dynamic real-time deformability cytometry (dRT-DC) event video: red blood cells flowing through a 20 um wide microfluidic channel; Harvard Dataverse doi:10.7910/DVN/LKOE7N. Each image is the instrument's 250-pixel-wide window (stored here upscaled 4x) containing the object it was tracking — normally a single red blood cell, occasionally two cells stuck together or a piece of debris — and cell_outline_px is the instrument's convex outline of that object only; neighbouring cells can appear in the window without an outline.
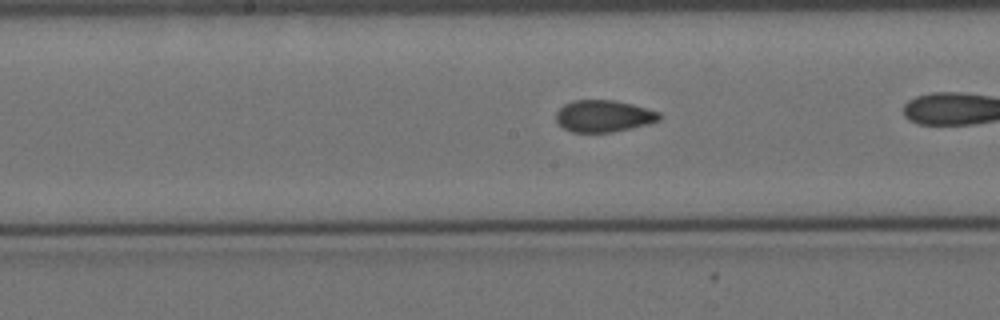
{"species": "Egyptian fruit bat (a non-hibernating species)", "species_latin": "Rousettus aegyptiacus", "temperature_condition": "cold", "stored_images_in_passage": 34, "camera_frame_rate_fps": 3000, "um_per_image_px": 0.085, "animal": {"sex": "female"}, "frame": {"image": 1, "passage_image": 19, "time_ms": 6.0, "image_size_px": [1000, 320], "cell_outline_px": [[660, 120], [648, 124], [612, 132], [572, 132], [564, 128], [556, 120], [556, 112], [564, 104], [572, 100], [616, 100], [632, 104], [660, 112]], "centroid_in_image_um": [51.31, 9.86], "position_along_channel_um": 196.9, "area_um2": 19.13}}
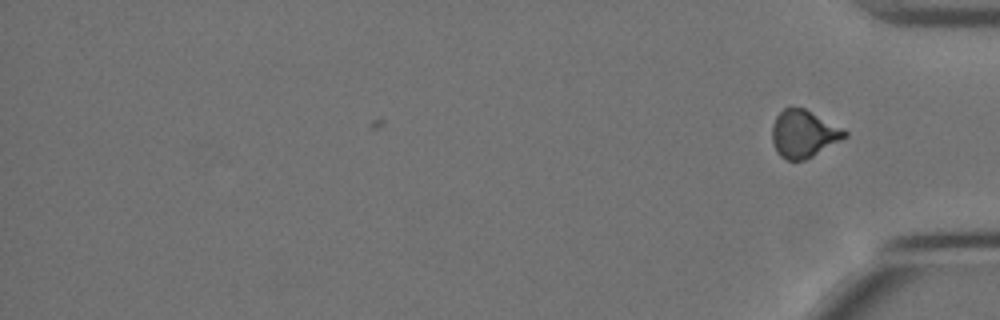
{"frame": {"image": 2, "passage_image": 34, "time_ms": 11.0, "image_size_px": [1000, 320], "cell_outline_px": [[848, 136], [812, 156], [804, 160], [788, 160], [780, 156], [776, 152], [772, 140], [772, 124], [776, 116], [784, 108], [804, 108], [844, 128], [848, 132]], "centroid_in_image_um": [68.31, 11.37], "position_along_channel_um": 366.9, "area_um2": 20.0}, "authors_computed_cell_mechanics": {"area_um2": 19.941, "velocity_mm_per_s": 3.4441, "shape_relaxation_time_tau1_ms": null, "shape_relaxation_time_tau2_ms": 2.3407, "deformation_change_tau1": null, "deformation_change_tau2": 0.0705}}